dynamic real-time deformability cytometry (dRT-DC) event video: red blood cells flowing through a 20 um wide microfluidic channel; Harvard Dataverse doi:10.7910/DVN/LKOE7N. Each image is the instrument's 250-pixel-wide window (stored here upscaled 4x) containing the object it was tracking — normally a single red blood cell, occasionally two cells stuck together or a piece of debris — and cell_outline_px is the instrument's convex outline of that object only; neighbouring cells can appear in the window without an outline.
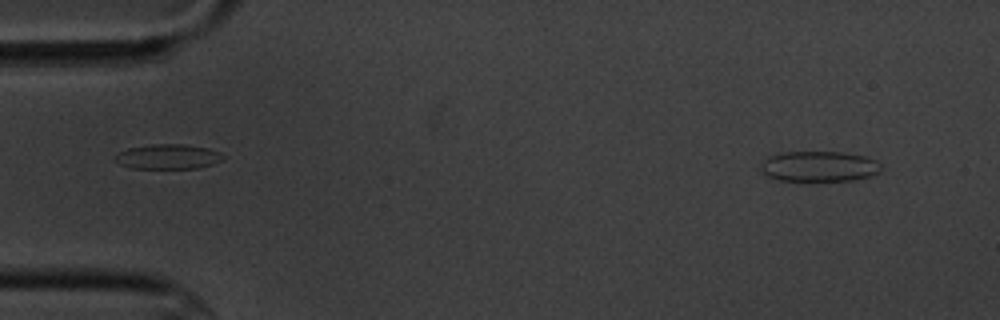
{"species": "common noctule bat (a hibernating species)", "species_latin": "Nyctalus noctula", "temperature_condition": "cold", "stored_images_in_passage": 4, "camera_frame_rate_fps": 3000, "um_per_image_px": 0.085, "animal": {"sex": "male", "body_mass_g": 20.1, "forearm_length_mm": 53.5}, "frame": {"image": 1, "passage_image": 1, "time_ms": 0.0, "image_size_px": [1000, 320], "cell_outline_px": [[880, 172], [856, 180], [776, 180], [760, 172], [760, 164], [764, 156], [780, 152], [844, 152], [864, 156], [876, 160], [880, 164]], "centroid_in_image_um": [69.54, 14.13], "position_along_channel_um": 15.5, "area_um2": 21.56}}
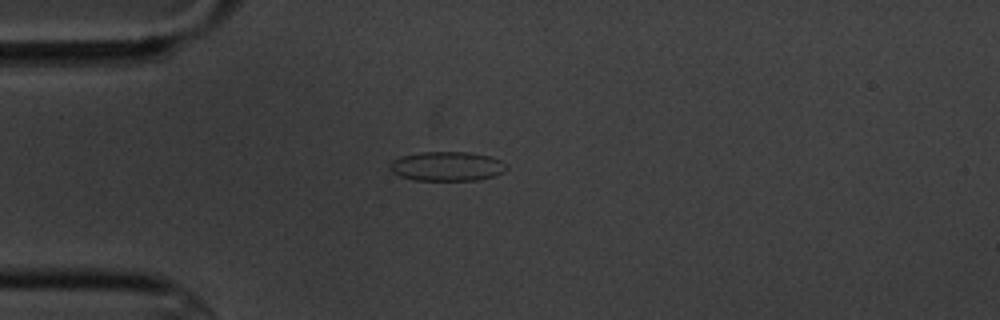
{"frame": {"image": 2, "passage_image": 3, "time_ms": 3.333, "image_size_px": [1000, 320], "cell_outline_px": [[508, 168], [504, 172], [496, 176], [476, 180], [412, 180], [400, 176], [392, 172], [388, 168], [388, 164], [392, 160], [400, 156], [420, 152], [468, 152], [492, 156], [508, 164]], "centroid_in_image_um": [38.0, 14.13], "position_along_channel_um": 47.0, "area_um2": 20.35}}